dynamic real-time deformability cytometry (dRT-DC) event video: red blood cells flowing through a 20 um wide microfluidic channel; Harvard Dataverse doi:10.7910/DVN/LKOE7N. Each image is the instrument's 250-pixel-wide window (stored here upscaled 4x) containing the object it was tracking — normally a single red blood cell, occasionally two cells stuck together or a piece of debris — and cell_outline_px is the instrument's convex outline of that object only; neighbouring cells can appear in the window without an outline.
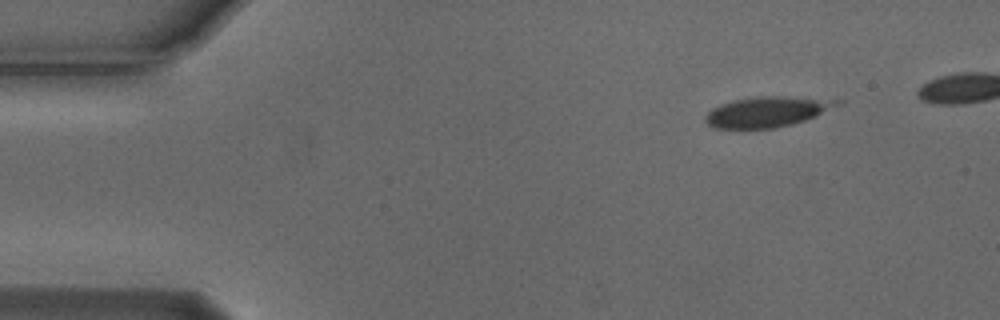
{"species": "Egyptian fruit bat (a non-hibernating species)", "species_latin": "Rousettus aegyptiacus", "temperature_condition": "cold", "stored_images_in_passage": 7, "camera_frame_rate_fps": 3000, "um_per_image_px": 0.085, "animal": {"sex": "male"}, "frame": {"image": 1, "passage_image": 1, "time_ms": 0.0, "image_size_px": [1000, 320], "cell_outline_px": [[844, 100], [840, 104], [804, 120], [792, 124], [772, 128], [712, 128], [704, 120], [704, 116], [712, 108], [720, 104], [732, 100], [756, 96], [780, 96]], "centroid_in_image_um": [65.14, 9.49], "position_along_channel_um": 19.9, "area_um2": 23.12}}